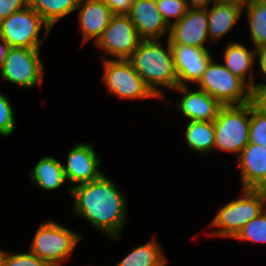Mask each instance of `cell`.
Returning <instances> with one entry per match:
<instances>
[{
	"label": "cell",
	"mask_w": 266,
	"mask_h": 266,
	"mask_svg": "<svg viewBox=\"0 0 266 266\" xmlns=\"http://www.w3.org/2000/svg\"><path fill=\"white\" fill-rule=\"evenodd\" d=\"M75 200V211L96 228L117 237L125 221V198L115 183L102 175L91 182L69 189Z\"/></svg>",
	"instance_id": "1"
},
{
	"label": "cell",
	"mask_w": 266,
	"mask_h": 266,
	"mask_svg": "<svg viewBox=\"0 0 266 266\" xmlns=\"http://www.w3.org/2000/svg\"><path fill=\"white\" fill-rule=\"evenodd\" d=\"M157 41V39L141 40L129 60L146 86L159 97L161 93L155 86L159 84L175 89L178 86V77L169 39L167 50Z\"/></svg>",
	"instance_id": "2"
},
{
	"label": "cell",
	"mask_w": 266,
	"mask_h": 266,
	"mask_svg": "<svg viewBox=\"0 0 266 266\" xmlns=\"http://www.w3.org/2000/svg\"><path fill=\"white\" fill-rule=\"evenodd\" d=\"M251 103L223 106L213 121L215 148L223 151L241 152L249 144Z\"/></svg>",
	"instance_id": "3"
},
{
	"label": "cell",
	"mask_w": 266,
	"mask_h": 266,
	"mask_svg": "<svg viewBox=\"0 0 266 266\" xmlns=\"http://www.w3.org/2000/svg\"><path fill=\"white\" fill-rule=\"evenodd\" d=\"M200 89L208 93L214 99L218 100L223 106L243 105L250 102L251 87L250 84L238 76L232 74L224 65L215 64L211 59L198 82Z\"/></svg>",
	"instance_id": "4"
},
{
	"label": "cell",
	"mask_w": 266,
	"mask_h": 266,
	"mask_svg": "<svg viewBox=\"0 0 266 266\" xmlns=\"http://www.w3.org/2000/svg\"><path fill=\"white\" fill-rule=\"evenodd\" d=\"M80 236L55 222L42 223L35 233L30 252L50 266H60Z\"/></svg>",
	"instance_id": "5"
},
{
	"label": "cell",
	"mask_w": 266,
	"mask_h": 266,
	"mask_svg": "<svg viewBox=\"0 0 266 266\" xmlns=\"http://www.w3.org/2000/svg\"><path fill=\"white\" fill-rule=\"evenodd\" d=\"M263 205L262 198L254 189H243L242 198L221 208L212 221V226L222 227L214 234L235 238L248 222L263 213Z\"/></svg>",
	"instance_id": "6"
},
{
	"label": "cell",
	"mask_w": 266,
	"mask_h": 266,
	"mask_svg": "<svg viewBox=\"0 0 266 266\" xmlns=\"http://www.w3.org/2000/svg\"><path fill=\"white\" fill-rule=\"evenodd\" d=\"M46 34L51 29L44 19L30 6L12 13L0 21V37L10 47L39 48L38 33L42 27Z\"/></svg>",
	"instance_id": "7"
},
{
	"label": "cell",
	"mask_w": 266,
	"mask_h": 266,
	"mask_svg": "<svg viewBox=\"0 0 266 266\" xmlns=\"http://www.w3.org/2000/svg\"><path fill=\"white\" fill-rule=\"evenodd\" d=\"M39 48L10 47L1 65V75L7 81L23 87L42 83L43 66Z\"/></svg>",
	"instance_id": "8"
},
{
	"label": "cell",
	"mask_w": 266,
	"mask_h": 266,
	"mask_svg": "<svg viewBox=\"0 0 266 266\" xmlns=\"http://www.w3.org/2000/svg\"><path fill=\"white\" fill-rule=\"evenodd\" d=\"M104 65V81L115 95L127 99L157 97L146 86L129 59H105Z\"/></svg>",
	"instance_id": "9"
},
{
	"label": "cell",
	"mask_w": 266,
	"mask_h": 266,
	"mask_svg": "<svg viewBox=\"0 0 266 266\" xmlns=\"http://www.w3.org/2000/svg\"><path fill=\"white\" fill-rule=\"evenodd\" d=\"M141 40L128 15H113L108 27L95 44L119 59H129Z\"/></svg>",
	"instance_id": "10"
},
{
	"label": "cell",
	"mask_w": 266,
	"mask_h": 266,
	"mask_svg": "<svg viewBox=\"0 0 266 266\" xmlns=\"http://www.w3.org/2000/svg\"><path fill=\"white\" fill-rule=\"evenodd\" d=\"M207 9H188L184 17L170 27V45L186 44L205 48L204 42L208 35Z\"/></svg>",
	"instance_id": "11"
},
{
	"label": "cell",
	"mask_w": 266,
	"mask_h": 266,
	"mask_svg": "<svg viewBox=\"0 0 266 266\" xmlns=\"http://www.w3.org/2000/svg\"><path fill=\"white\" fill-rule=\"evenodd\" d=\"M178 85H185L183 80L199 82L212 57L206 48L186 44L171 45Z\"/></svg>",
	"instance_id": "12"
},
{
	"label": "cell",
	"mask_w": 266,
	"mask_h": 266,
	"mask_svg": "<svg viewBox=\"0 0 266 266\" xmlns=\"http://www.w3.org/2000/svg\"><path fill=\"white\" fill-rule=\"evenodd\" d=\"M100 160L91 144H77L68 154L67 166H63L67 180L76 183H87L100 178L98 170Z\"/></svg>",
	"instance_id": "13"
},
{
	"label": "cell",
	"mask_w": 266,
	"mask_h": 266,
	"mask_svg": "<svg viewBox=\"0 0 266 266\" xmlns=\"http://www.w3.org/2000/svg\"><path fill=\"white\" fill-rule=\"evenodd\" d=\"M128 16L142 40L158 39L170 28L159 12L156 0H135Z\"/></svg>",
	"instance_id": "14"
},
{
	"label": "cell",
	"mask_w": 266,
	"mask_h": 266,
	"mask_svg": "<svg viewBox=\"0 0 266 266\" xmlns=\"http://www.w3.org/2000/svg\"><path fill=\"white\" fill-rule=\"evenodd\" d=\"M183 92L184 97L178 103L182 113L190 121H214L223 105L203 90L189 92L186 85H178L176 88Z\"/></svg>",
	"instance_id": "15"
},
{
	"label": "cell",
	"mask_w": 266,
	"mask_h": 266,
	"mask_svg": "<svg viewBox=\"0 0 266 266\" xmlns=\"http://www.w3.org/2000/svg\"><path fill=\"white\" fill-rule=\"evenodd\" d=\"M81 1L84 4L79 12V21L84 34L83 41L96 37L95 42H97L103 31L108 27L113 13L102 0Z\"/></svg>",
	"instance_id": "16"
},
{
	"label": "cell",
	"mask_w": 266,
	"mask_h": 266,
	"mask_svg": "<svg viewBox=\"0 0 266 266\" xmlns=\"http://www.w3.org/2000/svg\"><path fill=\"white\" fill-rule=\"evenodd\" d=\"M243 189H254L266 179V148L248 144L239 156Z\"/></svg>",
	"instance_id": "17"
},
{
	"label": "cell",
	"mask_w": 266,
	"mask_h": 266,
	"mask_svg": "<svg viewBox=\"0 0 266 266\" xmlns=\"http://www.w3.org/2000/svg\"><path fill=\"white\" fill-rule=\"evenodd\" d=\"M243 9L235 4L217 1L208 12V35L216 40L228 32L240 17Z\"/></svg>",
	"instance_id": "18"
},
{
	"label": "cell",
	"mask_w": 266,
	"mask_h": 266,
	"mask_svg": "<svg viewBox=\"0 0 266 266\" xmlns=\"http://www.w3.org/2000/svg\"><path fill=\"white\" fill-rule=\"evenodd\" d=\"M40 187L53 190L67 179L63 165L52 157L42 158L30 174Z\"/></svg>",
	"instance_id": "19"
},
{
	"label": "cell",
	"mask_w": 266,
	"mask_h": 266,
	"mask_svg": "<svg viewBox=\"0 0 266 266\" xmlns=\"http://www.w3.org/2000/svg\"><path fill=\"white\" fill-rule=\"evenodd\" d=\"M81 0H29V5L44 19L50 28L60 18L82 5Z\"/></svg>",
	"instance_id": "20"
},
{
	"label": "cell",
	"mask_w": 266,
	"mask_h": 266,
	"mask_svg": "<svg viewBox=\"0 0 266 266\" xmlns=\"http://www.w3.org/2000/svg\"><path fill=\"white\" fill-rule=\"evenodd\" d=\"M186 140L190 148L208 153L215 148L213 121H190L186 129Z\"/></svg>",
	"instance_id": "21"
},
{
	"label": "cell",
	"mask_w": 266,
	"mask_h": 266,
	"mask_svg": "<svg viewBox=\"0 0 266 266\" xmlns=\"http://www.w3.org/2000/svg\"><path fill=\"white\" fill-rule=\"evenodd\" d=\"M162 254L159 245L152 240L133 250L116 266H165Z\"/></svg>",
	"instance_id": "22"
},
{
	"label": "cell",
	"mask_w": 266,
	"mask_h": 266,
	"mask_svg": "<svg viewBox=\"0 0 266 266\" xmlns=\"http://www.w3.org/2000/svg\"><path fill=\"white\" fill-rule=\"evenodd\" d=\"M253 54L245 46L238 43H231L225 51V67L234 75L245 82V74L253 65Z\"/></svg>",
	"instance_id": "23"
},
{
	"label": "cell",
	"mask_w": 266,
	"mask_h": 266,
	"mask_svg": "<svg viewBox=\"0 0 266 266\" xmlns=\"http://www.w3.org/2000/svg\"><path fill=\"white\" fill-rule=\"evenodd\" d=\"M246 8L249 29L256 49L266 47V2L254 0Z\"/></svg>",
	"instance_id": "24"
},
{
	"label": "cell",
	"mask_w": 266,
	"mask_h": 266,
	"mask_svg": "<svg viewBox=\"0 0 266 266\" xmlns=\"http://www.w3.org/2000/svg\"><path fill=\"white\" fill-rule=\"evenodd\" d=\"M235 238L266 242V210H263V213L248 222Z\"/></svg>",
	"instance_id": "25"
},
{
	"label": "cell",
	"mask_w": 266,
	"mask_h": 266,
	"mask_svg": "<svg viewBox=\"0 0 266 266\" xmlns=\"http://www.w3.org/2000/svg\"><path fill=\"white\" fill-rule=\"evenodd\" d=\"M249 144L266 148V115L257 111L251 104Z\"/></svg>",
	"instance_id": "26"
},
{
	"label": "cell",
	"mask_w": 266,
	"mask_h": 266,
	"mask_svg": "<svg viewBox=\"0 0 266 266\" xmlns=\"http://www.w3.org/2000/svg\"><path fill=\"white\" fill-rule=\"evenodd\" d=\"M156 5L168 26L170 17L177 18L175 22H178L190 9L186 0H156Z\"/></svg>",
	"instance_id": "27"
},
{
	"label": "cell",
	"mask_w": 266,
	"mask_h": 266,
	"mask_svg": "<svg viewBox=\"0 0 266 266\" xmlns=\"http://www.w3.org/2000/svg\"><path fill=\"white\" fill-rule=\"evenodd\" d=\"M3 266H50L46 261L41 260L35 254L8 255L6 252L3 258Z\"/></svg>",
	"instance_id": "28"
},
{
	"label": "cell",
	"mask_w": 266,
	"mask_h": 266,
	"mask_svg": "<svg viewBox=\"0 0 266 266\" xmlns=\"http://www.w3.org/2000/svg\"><path fill=\"white\" fill-rule=\"evenodd\" d=\"M12 107L5 96L0 93V134L10 135L15 128Z\"/></svg>",
	"instance_id": "29"
},
{
	"label": "cell",
	"mask_w": 266,
	"mask_h": 266,
	"mask_svg": "<svg viewBox=\"0 0 266 266\" xmlns=\"http://www.w3.org/2000/svg\"><path fill=\"white\" fill-rule=\"evenodd\" d=\"M250 103L257 111L266 115V85L258 84L251 87Z\"/></svg>",
	"instance_id": "30"
},
{
	"label": "cell",
	"mask_w": 266,
	"mask_h": 266,
	"mask_svg": "<svg viewBox=\"0 0 266 266\" xmlns=\"http://www.w3.org/2000/svg\"><path fill=\"white\" fill-rule=\"evenodd\" d=\"M29 5V0H0V21Z\"/></svg>",
	"instance_id": "31"
},
{
	"label": "cell",
	"mask_w": 266,
	"mask_h": 266,
	"mask_svg": "<svg viewBox=\"0 0 266 266\" xmlns=\"http://www.w3.org/2000/svg\"><path fill=\"white\" fill-rule=\"evenodd\" d=\"M113 15H128L135 0H102Z\"/></svg>",
	"instance_id": "32"
},
{
	"label": "cell",
	"mask_w": 266,
	"mask_h": 266,
	"mask_svg": "<svg viewBox=\"0 0 266 266\" xmlns=\"http://www.w3.org/2000/svg\"><path fill=\"white\" fill-rule=\"evenodd\" d=\"M211 0H190L188 6L192 7V9H207V5ZM214 3L218 0H213Z\"/></svg>",
	"instance_id": "33"
},
{
	"label": "cell",
	"mask_w": 266,
	"mask_h": 266,
	"mask_svg": "<svg viewBox=\"0 0 266 266\" xmlns=\"http://www.w3.org/2000/svg\"><path fill=\"white\" fill-rule=\"evenodd\" d=\"M257 54L259 55L261 71L265 74L264 76H266V47L257 49Z\"/></svg>",
	"instance_id": "34"
},
{
	"label": "cell",
	"mask_w": 266,
	"mask_h": 266,
	"mask_svg": "<svg viewBox=\"0 0 266 266\" xmlns=\"http://www.w3.org/2000/svg\"><path fill=\"white\" fill-rule=\"evenodd\" d=\"M1 42L0 43V66L4 63V60L8 54V51L10 49V45L0 37Z\"/></svg>",
	"instance_id": "35"
},
{
	"label": "cell",
	"mask_w": 266,
	"mask_h": 266,
	"mask_svg": "<svg viewBox=\"0 0 266 266\" xmlns=\"http://www.w3.org/2000/svg\"><path fill=\"white\" fill-rule=\"evenodd\" d=\"M254 190L259 194L262 198L263 203H266V179L263 180L258 186L254 188Z\"/></svg>",
	"instance_id": "36"
},
{
	"label": "cell",
	"mask_w": 266,
	"mask_h": 266,
	"mask_svg": "<svg viewBox=\"0 0 266 266\" xmlns=\"http://www.w3.org/2000/svg\"><path fill=\"white\" fill-rule=\"evenodd\" d=\"M224 3H229V4H235L240 6L242 9L244 7V4H247V6L254 0H218Z\"/></svg>",
	"instance_id": "37"
},
{
	"label": "cell",
	"mask_w": 266,
	"mask_h": 266,
	"mask_svg": "<svg viewBox=\"0 0 266 266\" xmlns=\"http://www.w3.org/2000/svg\"><path fill=\"white\" fill-rule=\"evenodd\" d=\"M5 252L0 250V266H3V258H4Z\"/></svg>",
	"instance_id": "38"
}]
</instances>
